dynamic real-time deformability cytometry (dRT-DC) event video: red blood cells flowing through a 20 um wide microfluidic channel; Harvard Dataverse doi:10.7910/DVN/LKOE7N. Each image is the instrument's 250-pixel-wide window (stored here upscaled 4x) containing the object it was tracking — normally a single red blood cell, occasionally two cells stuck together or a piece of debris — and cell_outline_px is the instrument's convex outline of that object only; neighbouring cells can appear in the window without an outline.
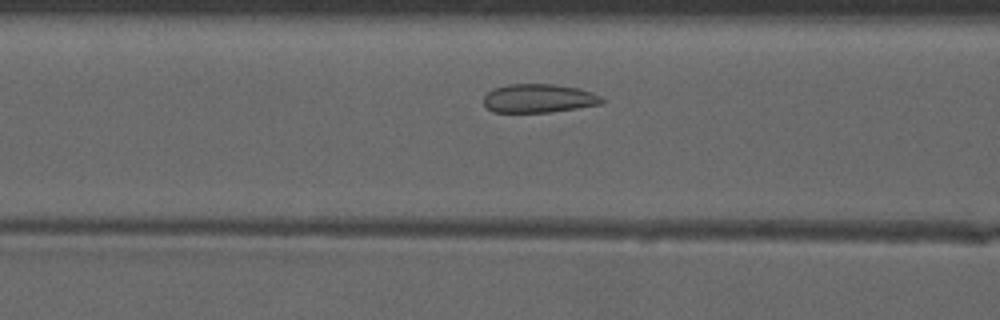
{"species": "common noctule bat (a hibernating species)", "species_latin": "Nyctalus noctula", "temperature_condition": "warm", "stored_images_in_passage": 36, "camera_frame_rate_fps": 3000, "um_per_image_px": 0.085, "animal": {"sex": "male", "forearm_length_mm": 52.5}, "frame": {"image": 1, "passage_image": 12, "time_ms": 3.667, "image_size_px": [1000, 320], "cell_outline_px": [[604, 104], [548, 112], [492, 112], [484, 104], [484, 96], [492, 88], [508, 84], [556, 84], [580, 88], [592, 92], [600, 96], [604, 100]], "centroid_in_image_um": [45.8, 8.35], "position_along_channel_um": 120.8, "area_um2": 19.88}}
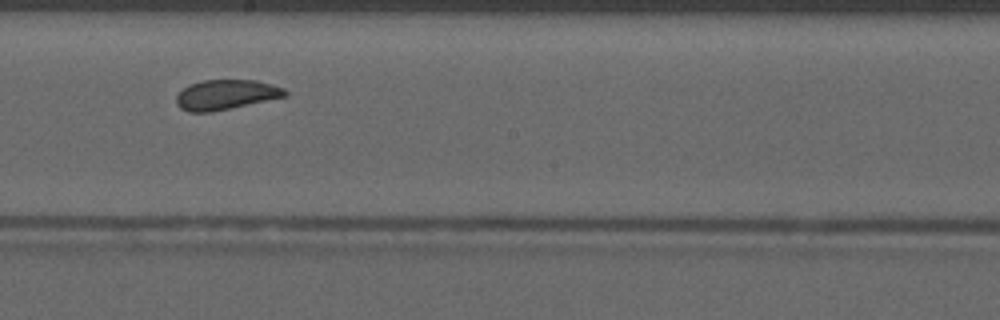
{"frame": {"image": 2, "passage_image": 20, "time_ms": 6.333, "image_size_px": [1000, 320], "cell_outline_px": [[288, 96], [212, 112], [188, 112], [180, 108], [176, 104], [176, 96], [184, 88], [192, 84], [204, 80], [256, 80], [272, 84], [284, 88], [288, 92]], "centroid_in_image_um": [19.23, 8.05], "position_along_channel_um": 229.0, "area_um2": 18.96}}
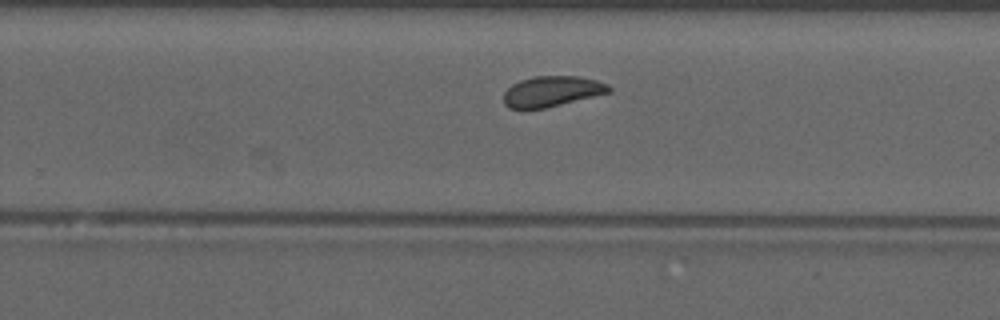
{"frame": {"image": 3, "passage_image": 24, "time_ms": 7.667, "image_size_px": [1000, 320], "cell_outline_px": [[612, 92], [544, 108], [508, 108], [504, 104], [504, 92], [512, 84], [520, 80], [532, 76], [576, 76], [596, 80], [608, 84], [612, 88]], "centroid_in_image_um": [46.92, 7.75], "position_along_channel_um": 282.9, "area_um2": 18.67}, "authors_computed_cell_mechanics": {"area_um2": 19.4497, "velocity_mm_per_s": 4.0689, "shape_relaxation_time_tau1_ms": null, "shape_relaxation_time_tau2_ms": 0.9368, "deformation_change_tau1": null, "deformation_change_tau2": 0.0579}}